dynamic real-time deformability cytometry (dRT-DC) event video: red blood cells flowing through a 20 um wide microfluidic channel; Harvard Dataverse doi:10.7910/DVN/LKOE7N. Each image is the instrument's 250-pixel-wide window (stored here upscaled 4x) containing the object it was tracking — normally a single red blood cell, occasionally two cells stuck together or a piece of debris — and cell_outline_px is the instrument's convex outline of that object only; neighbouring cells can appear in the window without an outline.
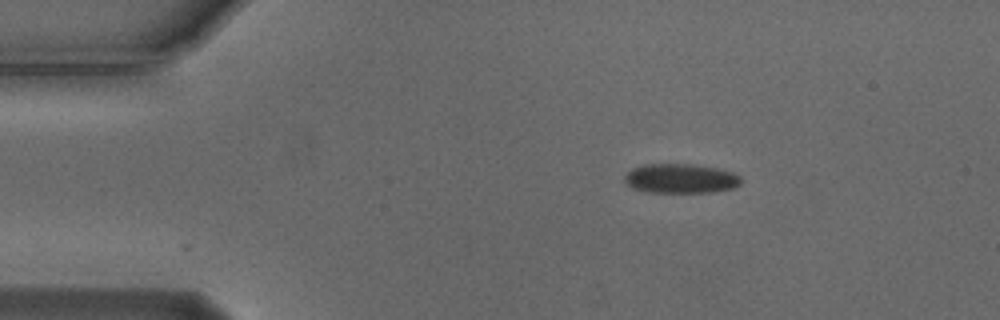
{"species": "Egyptian fruit bat (a non-hibernating species)", "species_latin": "Rousettus aegyptiacus", "temperature_condition": "cold", "stored_images_in_passage": 47, "camera_frame_rate_fps": 3000, "um_per_image_px": 0.085, "animal": {"sex": "male"}, "frame": {"image": 1, "passage_image": 1, "time_ms": 0.0, "image_size_px": [1000, 320], "cell_outline_px": [[740, 184], [732, 188], [712, 192], [648, 192], [632, 188], [624, 180], [624, 176], [632, 168], [644, 164], [692, 164], [716, 168], [732, 172], [740, 176]], "centroid_in_image_um": [57.83, 15.17], "position_along_channel_um": 27.2, "area_um2": 19.88}}
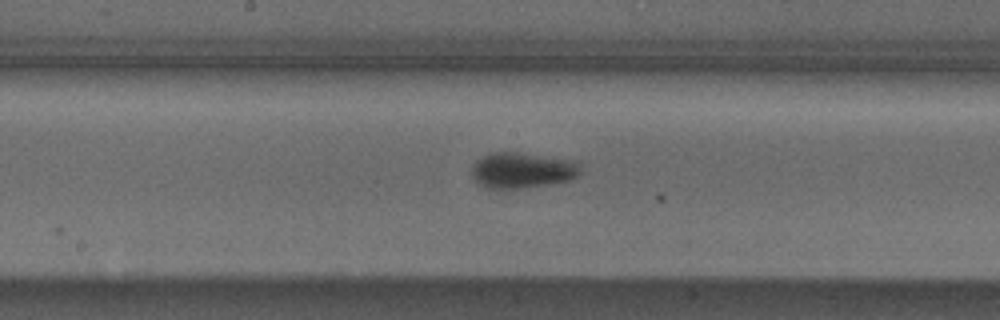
{"frame": {"image": 2, "passage_image": 20, "time_ms": 6.333, "image_size_px": [1000, 320], "cell_outline_px": [[580, 172], [576, 176], [568, 180], [548, 184], [516, 188], [484, 188], [472, 176], [472, 164], [476, 160], [488, 152], [516, 152], [568, 160], [576, 164], [580, 168]], "centroid_in_image_um": [44.29, 14.47], "position_along_channel_um": 203.9, "area_um2": 22.14}}
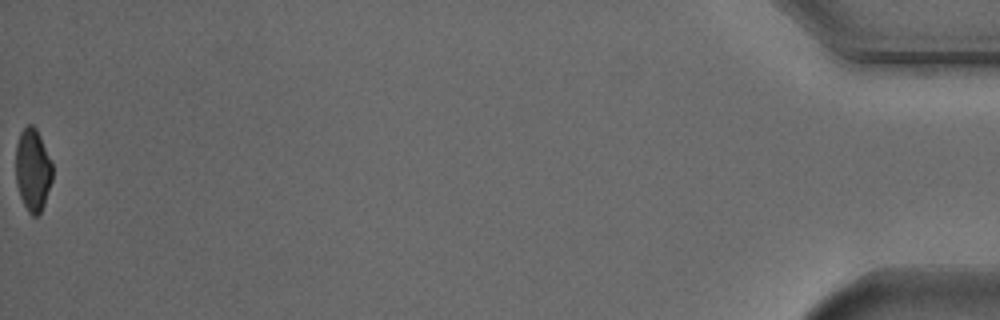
{"frame": {"image": 3, "passage_image": 47, "time_ms": 15.333, "image_size_px": [1000, 320], "cell_outline_px": [[52, 180], [44, 204], [40, 212], [36, 216], [32, 216], [28, 212], [20, 196], [16, 184], [16, 144], [20, 132], [28, 124], [32, 124], [36, 128], [40, 136], [52, 164]], "centroid_in_image_um": [2.77, 14.44], "position_along_channel_um": 432.4, "area_um2": 17.57}, "authors_computed_cell_mechanics": {"area_um2": 20.519, "velocity_mm_per_s": 3.7225, "shape_relaxation_time_tau1_ms": 1.6592, "shape_relaxation_time_tau2_ms": null, "deformation_change_tau1": 0.085, "deformation_change_tau2": null}}